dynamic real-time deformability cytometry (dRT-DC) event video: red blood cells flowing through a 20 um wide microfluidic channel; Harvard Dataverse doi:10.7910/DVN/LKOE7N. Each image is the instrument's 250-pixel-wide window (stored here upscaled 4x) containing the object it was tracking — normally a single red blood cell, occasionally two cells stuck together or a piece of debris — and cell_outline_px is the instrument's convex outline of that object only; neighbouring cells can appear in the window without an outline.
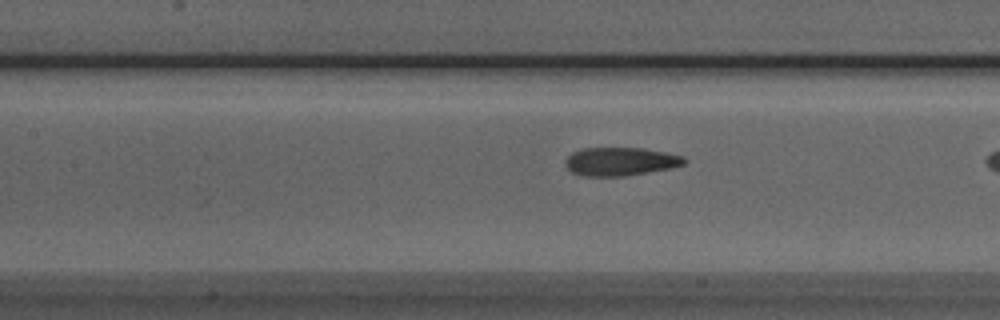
{"species": "Egyptian fruit bat (a non-hibernating species)", "species_latin": "Rousettus aegyptiacus", "temperature_condition": "room temperature", "stored_images_in_passage": 13, "camera_frame_rate_fps": 3000, "um_per_image_px": 0.085, "animal": {"sex": "male"}, "frame": {"image": 1, "passage_image": 11, "time_ms": 3.333, "image_size_px": [1000, 320], "cell_outline_px": [[688, 160], [684, 164], [668, 168], [624, 176], [580, 176], [572, 172], [564, 164], [564, 160], [572, 152], [580, 148], [644, 148], [684, 156]], "centroid_in_image_um": [52.69, 13.72], "position_along_channel_um": 154.7, "area_um2": 19.65}}